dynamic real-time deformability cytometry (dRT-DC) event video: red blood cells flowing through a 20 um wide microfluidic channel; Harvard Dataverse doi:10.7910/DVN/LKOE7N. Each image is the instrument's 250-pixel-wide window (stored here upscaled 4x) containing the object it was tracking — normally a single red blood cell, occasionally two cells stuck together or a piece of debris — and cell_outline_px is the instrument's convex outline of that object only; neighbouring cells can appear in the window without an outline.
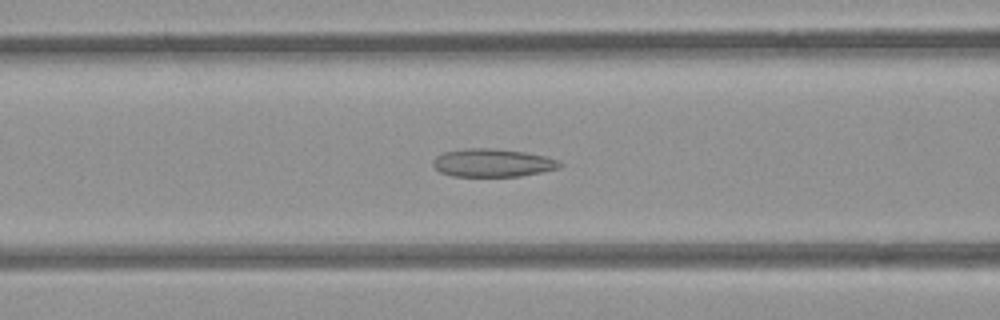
{"species": "common noctule bat (a hibernating species)", "species_latin": "Nyctalus noctula", "temperature_condition": "room temperature", "stored_images_in_passage": 46, "camera_frame_rate_fps": 3000, "um_per_image_px": 0.085, "animal": {"sex": "female", "body_mass_g": 21.9}, "frame": {"image": 1, "passage_image": 14, "time_ms": 4.333, "image_size_px": [1000, 320], "cell_outline_px": [[564, 164], [560, 168], [520, 176], [452, 176], [440, 172], [432, 164], [432, 160], [436, 156], [444, 152], [468, 148], [492, 148], [524, 152], [544, 156], [560, 160]], "centroid_in_image_um": [41.88, 13.84], "position_along_channel_um": 124.7, "area_um2": 20.75}}
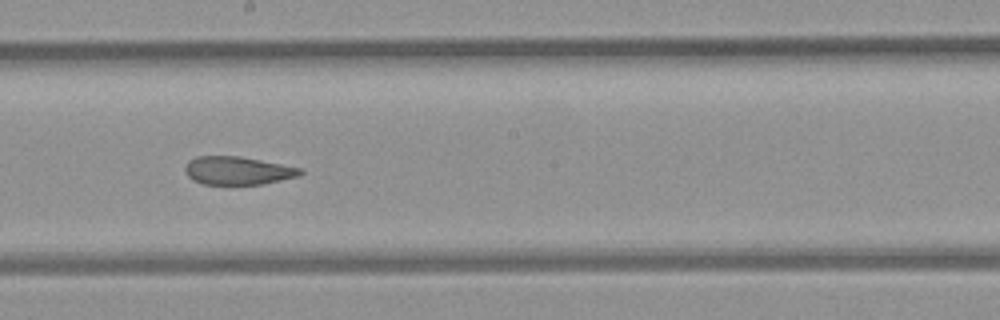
{"frame": {"image": 2, "passage_image": 22, "time_ms": 7.0, "image_size_px": [1000, 320], "cell_outline_px": [[304, 172], [300, 176], [264, 184], [204, 184], [192, 180], [188, 176], [184, 168], [188, 160], [196, 156], [240, 156], [300, 168]], "centroid_in_image_um": [20.19, 14.5], "position_along_channel_um": 228.0, "area_um2": 18.9}}
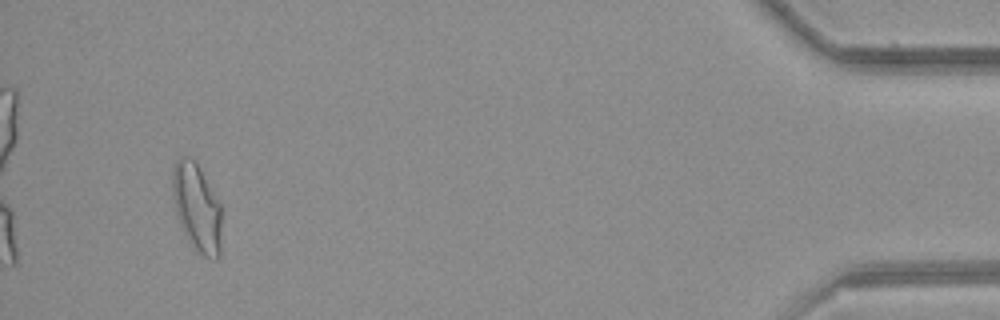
{"frame": {"image": 3, "passage_image": 43, "time_ms": 14.0, "image_size_px": [1000, 320], "cell_outline_px": [[220, 256], [216, 260], [212, 260], [196, 252], [188, 240], [176, 216], [172, 192], [172, 168], [176, 160], [180, 156], [188, 156], [196, 160], [220, 204]], "centroid_in_image_um": [16.71, 17.63], "position_along_channel_um": 418.5, "area_um2": 25.43}, "authors_computed_cell_mechanics": {"area_um2": 21.4727, "velocity_mm_per_s": 3.8654, "shape_relaxation_time_tau1_ms": null, "shape_relaxation_time_tau2_ms": 2.4992, "deformation_change_tau1": null, "deformation_change_tau2": 0.1047}}